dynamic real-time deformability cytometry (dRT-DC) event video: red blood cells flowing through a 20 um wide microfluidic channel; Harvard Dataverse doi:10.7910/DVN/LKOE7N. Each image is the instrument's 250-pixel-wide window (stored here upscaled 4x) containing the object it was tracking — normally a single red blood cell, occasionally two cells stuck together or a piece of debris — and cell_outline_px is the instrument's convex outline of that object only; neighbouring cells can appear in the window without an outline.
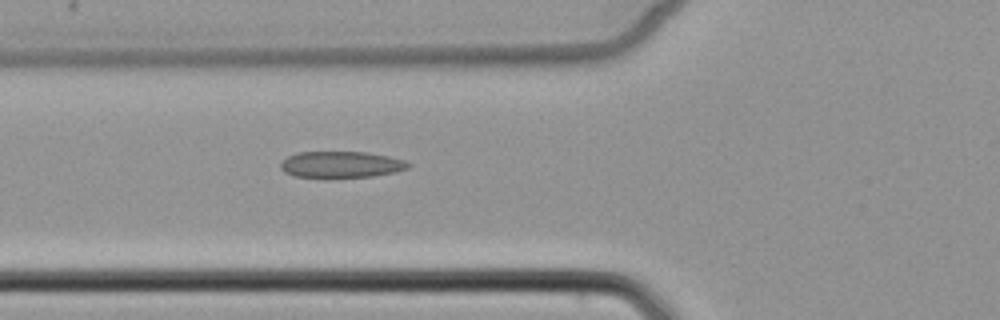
{"species": "common noctule bat (a hibernating species)", "species_latin": "Nyctalus noctula", "temperature_condition": "cold", "stored_images_in_passage": 6, "camera_frame_rate_fps": 3000, "um_per_image_px": 0.085, "animal": {"sex": "female", "body_mass_g": 22.7, "forearm_length_mm": 54.2}, "frame": {"image": 1, "passage_image": 6, "time_ms": 6.0, "image_size_px": [1000, 320], "cell_outline_px": [[412, 164], [408, 168], [396, 172], [372, 176], [324, 180], [292, 176], [284, 172], [280, 168], [280, 160], [296, 152], [368, 152], [388, 156], [404, 160]], "centroid_in_image_um": [28.93, 14.02], "position_along_channel_um": 96.9, "area_um2": 20.58}}